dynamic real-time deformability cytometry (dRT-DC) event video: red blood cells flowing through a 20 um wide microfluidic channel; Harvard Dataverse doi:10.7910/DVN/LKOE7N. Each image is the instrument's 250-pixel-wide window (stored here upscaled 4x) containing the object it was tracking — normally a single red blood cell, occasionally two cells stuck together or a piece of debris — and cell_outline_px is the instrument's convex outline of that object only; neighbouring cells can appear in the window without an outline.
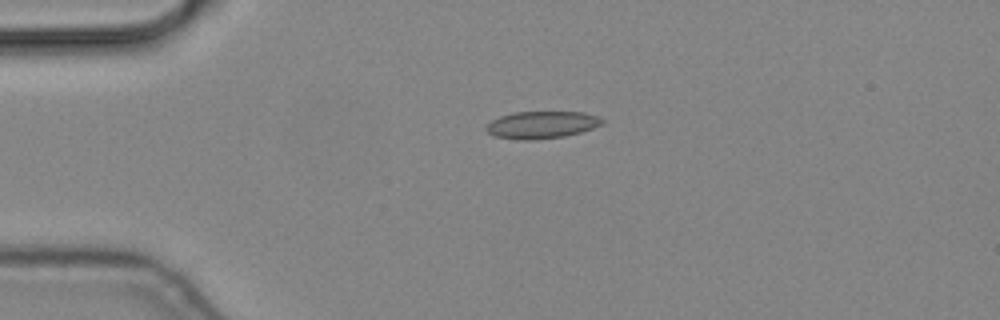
{"species": "common noctule bat (a hibernating species)", "species_latin": "Nyctalus noctula", "temperature_condition": "cold", "stored_images_in_passage": 4, "camera_frame_rate_fps": 3000, "um_per_image_px": 0.085, "animal": {"sex": "male", "body_mass_g": 19.2, "forearm_length_mm": 51.8}, "frame": {"image": 1, "passage_image": 3, "time_ms": 0.667, "image_size_px": [1000, 320], "cell_outline_px": [[604, 124], [580, 132], [564, 136], [536, 140], [516, 140], [496, 136], [488, 132], [484, 128], [492, 120], [500, 116], [512, 112], [584, 112], [596, 116], [604, 120]], "centroid_in_image_um": [46.03, 10.61], "position_along_channel_um": 39.0, "area_um2": 18.44}}